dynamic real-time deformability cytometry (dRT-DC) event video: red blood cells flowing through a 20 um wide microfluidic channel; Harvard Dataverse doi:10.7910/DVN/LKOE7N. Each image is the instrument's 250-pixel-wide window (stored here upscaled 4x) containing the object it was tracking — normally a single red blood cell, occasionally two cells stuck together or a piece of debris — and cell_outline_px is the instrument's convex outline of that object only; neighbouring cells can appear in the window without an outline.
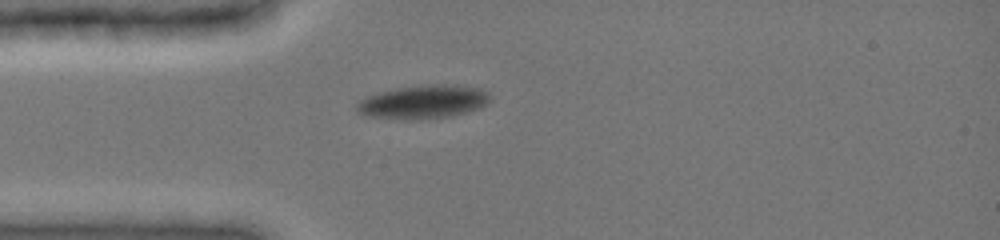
{"species": "common noctule bat (a hibernating species)", "species_latin": "Nyctalus noctula", "temperature_condition": "cold", "stored_images_in_passage": 2, "camera_frame_rate_fps": 3000, "um_per_image_px": 0.085, "animal": {"sex": "female", "body_mass_g": 19.0, "forearm_length_mm": 51.5}, "frame": {"image": 1, "passage_image": 1, "time_ms": 0.0, "image_size_px": [1000, 240], "cell_outline_px": [[488, 104], [480, 108], [468, 112], [452, 116], [420, 120], [408, 120], [368, 116], [356, 112], [356, 104], [364, 96], [396, 88], [432, 84], [440, 84], [480, 88], [488, 92]], "centroid_in_image_um": [35.95, 8.68], "position_along_channel_um": 49.1, "area_um2": 26.18}}